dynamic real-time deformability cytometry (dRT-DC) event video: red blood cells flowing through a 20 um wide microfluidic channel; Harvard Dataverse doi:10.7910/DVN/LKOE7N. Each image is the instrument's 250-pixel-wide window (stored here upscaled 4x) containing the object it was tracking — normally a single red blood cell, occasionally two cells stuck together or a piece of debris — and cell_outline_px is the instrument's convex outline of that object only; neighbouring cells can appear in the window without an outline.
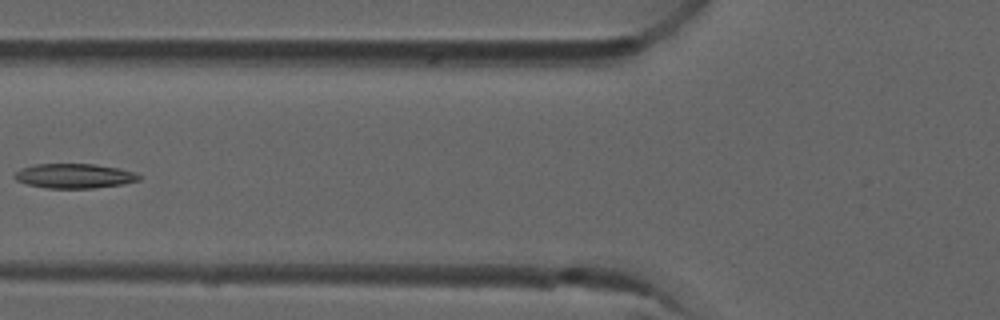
{"species": "common noctule bat (a hibernating species)", "species_latin": "Nyctalus noctula", "temperature_condition": "room temperature", "stored_images_in_passage": 7, "camera_frame_rate_fps": 3000, "um_per_image_px": 0.085, "animal": {"sex": "male", "forearm_length_mm": 52.5}, "frame": {"image": 1, "passage_image": 5, "time_ms": 1.333, "image_size_px": [1000, 320], "cell_outline_px": [[140, 180], [120, 184], [92, 188], [44, 188], [28, 184], [16, 180], [12, 176], [20, 168], [32, 164], [96, 164], [136, 172], [140, 176]], "centroid_in_image_um": [6.27, 14.95], "position_along_channel_um": 119.5, "area_um2": 17.8}}
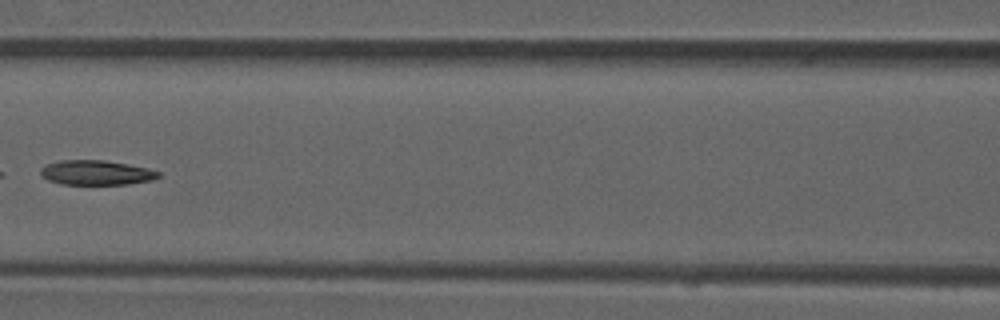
{"frame": {"image": 2, "passage_image": 6, "time_ms": 1.667, "image_size_px": [1000, 320], "cell_outline_px": [[160, 176], [152, 180], [128, 184], [60, 184], [48, 180], [40, 176], [40, 168], [48, 164], [60, 160], [104, 160], [128, 164], [148, 168], [160, 172]], "centroid_in_image_um": [8.16, 14.67], "position_along_channel_um": 158.4, "area_um2": 16.99}}
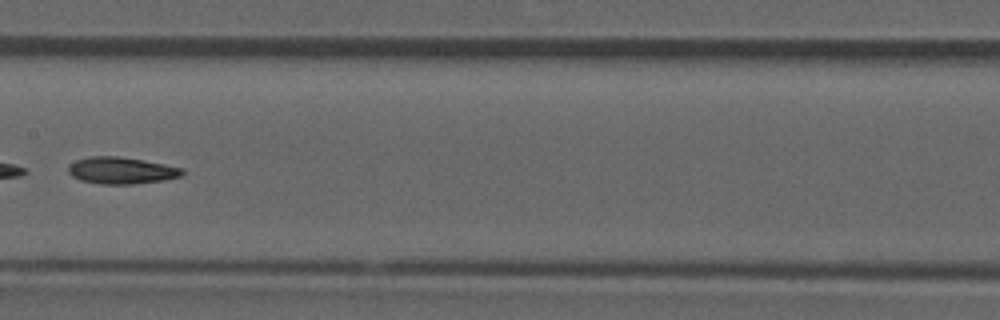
{"frame": {"image": 3, "passage_image": 7, "time_ms": 2.0, "image_size_px": [1000, 320], "cell_outline_px": [[184, 176], [164, 180], [132, 184], [100, 184], [80, 180], [72, 176], [68, 172], [68, 168], [76, 160], [92, 156], [120, 156], [144, 160], [184, 168]], "centroid_in_image_um": [10.36, 14.49], "position_along_channel_um": 197.0, "area_um2": 17.86}}